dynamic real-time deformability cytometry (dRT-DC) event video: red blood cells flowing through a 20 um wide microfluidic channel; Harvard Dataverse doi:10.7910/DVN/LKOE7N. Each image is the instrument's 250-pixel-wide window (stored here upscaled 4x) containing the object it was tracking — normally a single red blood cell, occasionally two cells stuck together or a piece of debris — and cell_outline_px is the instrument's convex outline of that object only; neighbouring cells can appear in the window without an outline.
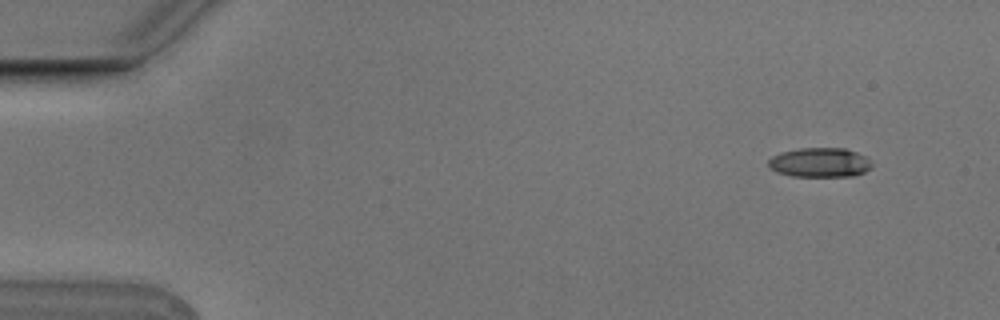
{"species": "Egyptian fruit bat (a non-hibernating species)", "species_latin": "Rousettus aegyptiacus", "temperature_condition": "cold", "stored_images_in_passage": 5, "camera_frame_rate_fps": 3000, "um_per_image_px": 0.085, "animal": {"sex": "male"}, "frame": {"image": 1, "passage_image": 1, "time_ms": 0.0, "image_size_px": [1000, 320], "cell_outline_px": [[872, 168], [856, 176], [792, 176], [776, 172], [768, 168], [768, 160], [772, 156], [780, 152], [800, 148], [844, 148], [856, 152], [864, 156], [872, 164]], "centroid_in_image_um": [69.65, 13.81], "position_along_channel_um": 15.3, "area_um2": 17.86}}
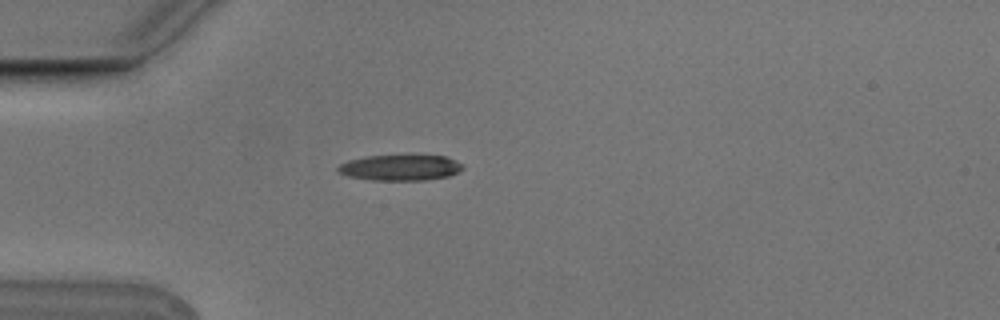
{"frame": {"image": 2, "passage_image": 4, "time_ms": 1.0, "image_size_px": [1000, 320], "cell_outline_px": [[464, 168], [448, 176], [424, 180], [372, 180], [348, 176], [336, 172], [336, 168], [340, 164], [348, 160], [368, 156], [444, 156], [456, 160], [464, 164]], "centroid_in_image_um": [34.0, 14.25], "position_along_channel_um": 51.0, "area_um2": 18.61}}